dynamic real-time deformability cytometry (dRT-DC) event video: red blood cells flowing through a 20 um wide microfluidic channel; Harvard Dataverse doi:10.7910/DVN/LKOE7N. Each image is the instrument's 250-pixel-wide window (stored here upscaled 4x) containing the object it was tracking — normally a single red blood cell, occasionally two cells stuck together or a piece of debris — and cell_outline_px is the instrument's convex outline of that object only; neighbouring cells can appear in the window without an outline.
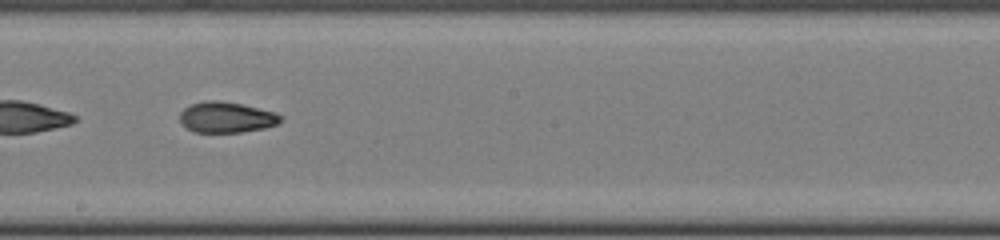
{"species": "common noctule bat (a hibernating species)", "species_latin": "Nyctalus noctula", "temperature_condition": "cold", "stored_images_in_passage": 46, "camera_frame_rate_fps": 3000, "um_per_image_px": 0.085, "animal": {"sex": "female", "body_mass_g": 22.0, "forearm_length_mm": 56.7}, "frame": {"image": 1, "passage_image": 26, "time_ms": 8.333, "image_size_px": [1000, 240], "cell_outline_px": [[280, 120], [276, 124], [264, 128], [240, 132], [196, 132], [188, 128], [180, 120], [180, 112], [184, 108], [192, 104], [204, 100], [216, 100], [240, 104], [276, 112], [280, 116]], "centroid_in_image_um": [19.22, 9.96], "position_along_channel_um": 229.0, "area_um2": 17.74}}
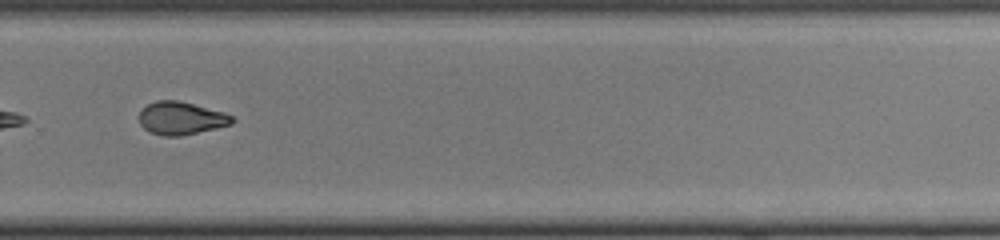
{"frame": {"image": 2, "passage_image": 32, "time_ms": 10.333, "image_size_px": [1000, 240], "cell_outline_px": [[236, 120], [232, 124], [180, 136], [164, 136], [148, 132], [140, 124], [140, 108], [156, 100], [180, 100], [224, 112], [232, 116]], "centroid_in_image_um": [15.37, 10.04], "position_along_channel_um": 314.4, "area_um2": 17.92}}
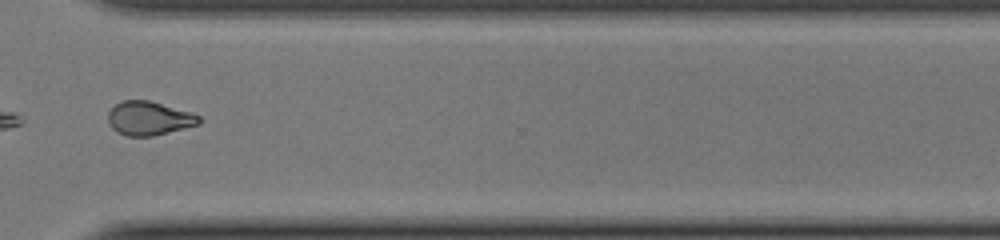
{"frame": {"image": 3, "passage_image": 35, "time_ms": 11.333, "image_size_px": [1000, 240], "cell_outline_px": [[200, 124], [152, 136], [128, 136], [116, 132], [108, 124], [108, 112], [116, 104], [124, 100], [148, 100], [192, 112], [200, 116]], "centroid_in_image_um": [12.66, 10.06], "position_along_channel_um": 357.9, "area_um2": 17.92}}